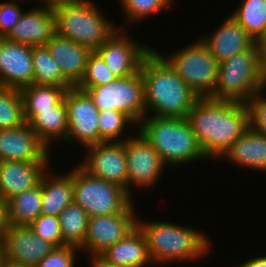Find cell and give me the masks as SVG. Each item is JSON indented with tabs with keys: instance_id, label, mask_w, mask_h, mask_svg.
<instances>
[{
	"instance_id": "6da1fadb",
	"label": "cell",
	"mask_w": 266,
	"mask_h": 267,
	"mask_svg": "<svg viewBox=\"0 0 266 267\" xmlns=\"http://www.w3.org/2000/svg\"><path fill=\"white\" fill-rule=\"evenodd\" d=\"M187 120L207 158H223L247 128L246 103L199 97Z\"/></svg>"
},
{
	"instance_id": "7a4b0ae2",
	"label": "cell",
	"mask_w": 266,
	"mask_h": 267,
	"mask_svg": "<svg viewBox=\"0 0 266 267\" xmlns=\"http://www.w3.org/2000/svg\"><path fill=\"white\" fill-rule=\"evenodd\" d=\"M146 116L187 118L199 98L155 48L144 58Z\"/></svg>"
},
{
	"instance_id": "3957f363",
	"label": "cell",
	"mask_w": 266,
	"mask_h": 267,
	"mask_svg": "<svg viewBox=\"0 0 266 267\" xmlns=\"http://www.w3.org/2000/svg\"><path fill=\"white\" fill-rule=\"evenodd\" d=\"M137 226L143 232L153 264L195 261L210 251V242L203 232L172 222H146L137 217ZM181 260V261H180Z\"/></svg>"
},
{
	"instance_id": "277c9868",
	"label": "cell",
	"mask_w": 266,
	"mask_h": 267,
	"mask_svg": "<svg viewBox=\"0 0 266 267\" xmlns=\"http://www.w3.org/2000/svg\"><path fill=\"white\" fill-rule=\"evenodd\" d=\"M141 135L174 167L207 158L187 118L145 116L137 125Z\"/></svg>"
},
{
	"instance_id": "5b68a950",
	"label": "cell",
	"mask_w": 266,
	"mask_h": 267,
	"mask_svg": "<svg viewBox=\"0 0 266 267\" xmlns=\"http://www.w3.org/2000/svg\"><path fill=\"white\" fill-rule=\"evenodd\" d=\"M266 89V70L255 44L221 62L213 99L246 103Z\"/></svg>"
},
{
	"instance_id": "8992f818",
	"label": "cell",
	"mask_w": 266,
	"mask_h": 267,
	"mask_svg": "<svg viewBox=\"0 0 266 267\" xmlns=\"http://www.w3.org/2000/svg\"><path fill=\"white\" fill-rule=\"evenodd\" d=\"M91 0L61 5L53 9L57 33L95 51L118 28Z\"/></svg>"
},
{
	"instance_id": "52a82bcc",
	"label": "cell",
	"mask_w": 266,
	"mask_h": 267,
	"mask_svg": "<svg viewBox=\"0 0 266 267\" xmlns=\"http://www.w3.org/2000/svg\"><path fill=\"white\" fill-rule=\"evenodd\" d=\"M73 200L89 217L122 213L133 202L124 188L91 176L79 165L73 167Z\"/></svg>"
},
{
	"instance_id": "ba28073f",
	"label": "cell",
	"mask_w": 266,
	"mask_h": 267,
	"mask_svg": "<svg viewBox=\"0 0 266 267\" xmlns=\"http://www.w3.org/2000/svg\"><path fill=\"white\" fill-rule=\"evenodd\" d=\"M159 54L198 97H210L213 94L219 63L200 37L168 56Z\"/></svg>"
},
{
	"instance_id": "9c48e42d",
	"label": "cell",
	"mask_w": 266,
	"mask_h": 267,
	"mask_svg": "<svg viewBox=\"0 0 266 267\" xmlns=\"http://www.w3.org/2000/svg\"><path fill=\"white\" fill-rule=\"evenodd\" d=\"M86 92L99 111H122L137 125L146 116L144 81L141 72L88 88Z\"/></svg>"
},
{
	"instance_id": "30bf717a",
	"label": "cell",
	"mask_w": 266,
	"mask_h": 267,
	"mask_svg": "<svg viewBox=\"0 0 266 267\" xmlns=\"http://www.w3.org/2000/svg\"><path fill=\"white\" fill-rule=\"evenodd\" d=\"M64 101L68 115L65 144L74 143L76 140L75 143L78 142L85 148L99 143V110L89 94L73 87L66 91Z\"/></svg>"
},
{
	"instance_id": "8fae6325",
	"label": "cell",
	"mask_w": 266,
	"mask_h": 267,
	"mask_svg": "<svg viewBox=\"0 0 266 267\" xmlns=\"http://www.w3.org/2000/svg\"><path fill=\"white\" fill-rule=\"evenodd\" d=\"M136 214L132 202L122 213L89 217L85 242L80 252L89 253L91 258L99 256L137 226Z\"/></svg>"
},
{
	"instance_id": "7c38bea8",
	"label": "cell",
	"mask_w": 266,
	"mask_h": 267,
	"mask_svg": "<svg viewBox=\"0 0 266 267\" xmlns=\"http://www.w3.org/2000/svg\"><path fill=\"white\" fill-rule=\"evenodd\" d=\"M86 150L84 160L78 165L91 176L115 183L128 192L125 140L92 144Z\"/></svg>"
},
{
	"instance_id": "4fadbf2b",
	"label": "cell",
	"mask_w": 266,
	"mask_h": 267,
	"mask_svg": "<svg viewBox=\"0 0 266 267\" xmlns=\"http://www.w3.org/2000/svg\"><path fill=\"white\" fill-rule=\"evenodd\" d=\"M125 154L128 170V194L131 186L140 188L155 187L166 164L159 152L138 131L136 136L125 140ZM165 166V167H164Z\"/></svg>"
},
{
	"instance_id": "5bb4252c",
	"label": "cell",
	"mask_w": 266,
	"mask_h": 267,
	"mask_svg": "<svg viewBox=\"0 0 266 267\" xmlns=\"http://www.w3.org/2000/svg\"><path fill=\"white\" fill-rule=\"evenodd\" d=\"M117 28L114 33L95 51L117 78L132 76L140 72L144 58L153 50L149 45L140 44L122 34ZM129 37V38H128Z\"/></svg>"
},
{
	"instance_id": "9a60e30c",
	"label": "cell",
	"mask_w": 266,
	"mask_h": 267,
	"mask_svg": "<svg viewBox=\"0 0 266 267\" xmlns=\"http://www.w3.org/2000/svg\"><path fill=\"white\" fill-rule=\"evenodd\" d=\"M3 243V260L20 267H37L38 263L55 247L39 237L30 225L6 224Z\"/></svg>"
},
{
	"instance_id": "2e32d148",
	"label": "cell",
	"mask_w": 266,
	"mask_h": 267,
	"mask_svg": "<svg viewBox=\"0 0 266 267\" xmlns=\"http://www.w3.org/2000/svg\"><path fill=\"white\" fill-rule=\"evenodd\" d=\"M32 84V46L0 37V86L21 90Z\"/></svg>"
},
{
	"instance_id": "e0dca14e",
	"label": "cell",
	"mask_w": 266,
	"mask_h": 267,
	"mask_svg": "<svg viewBox=\"0 0 266 267\" xmlns=\"http://www.w3.org/2000/svg\"><path fill=\"white\" fill-rule=\"evenodd\" d=\"M49 150L27 122L0 130V161L49 162Z\"/></svg>"
},
{
	"instance_id": "ac0fdd59",
	"label": "cell",
	"mask_w": 266,
	"mask_h": 267,
	"mask_svg": "<svg viewBox=\"0 0 266 267\" xmlns=\"http://www.w3.org/2000/svg\"><path fill=\"white\" fill-rule=\"evenodd\" d=\"M57 33L56 16L52 8L37 6L23 11L18 23L5 36L12 42L30 46H46Z\"/></svg>"
},
{
	"instance_id": "d6986e66",
	"label": "cell",
	"mask_w": 266,
	"mask_h": 267,
	"mask_svg": "<svg viewBox=\"0 0 266 267\" xmlns=\"http://www.w3.org/2000/svg\"><path fill=\"white\" fill-rule=\"evenodd\" d=\"M200 38L219 64L238 53L249 50L255 44V40L232 15L223 20L214 33L205 34V36L203 34Z\"/></svg>"
},
{
	"instance_id": "ffe728a7",
	"label": "cell",
	"mask_w": 266,
	"mask_h": 267,
	"mask_svg": "<svg viewBox=\"0 0 266 267\" xmlns=\"http://www.w3.org/2000/svg\"><path fill=\"white\" fill-rule=\"evenodd\" d=\"M50 162L1 161L0 199H8L40 183Z\"/></svg>"
},
{
	"instance_id": "44dd1931",
	"label": "cell",
	"mask_w": 266,
	"mask_h": 267,
	"mask_svg": "<svg viewBox=\"0 0 266 267\" xmlns=\"http://www.w3.org/2000/svg\"><path fill=\"white\" fill-rule=\"evenodd\" d=\"M46 46L59 64L63 76L76 87L85 75L88 58L93 51L58 33L51 37Z\"/></svg>"
},
{
	"instance_id": "7402d4cb",
	"label": "cell",
	"mask_w": 266,
	"mask_h": 267,
	"mask_svg": "<svg viewBox=\"0 0 266 267\" xmlns=\"http://www.w3.org/2000/svg\"><path fill=\"white\" fill-rule=\"evenodd\" d=\"M99 257L106 263L124 267H147L153 265L143 232L138 226L123 239L107 248Z\"/></svg>"
},
{
	"instance_id": "603a6c76",
	"label": "cell",
	"mask_w": 266,
	"mask_h": 267,
	"mask_svg": "<svg viewBox=\"0 0 266 267\" xmlns=\"http://www.w3.org/2000/svg\"><path fill=\"white\" fill-rule=\"evenodd\" d=\"M42 185V214L58 217L61 212L74 202L73 200V169L68 173L44 172Z\"/></svg>"
},
{
	"instance_id": "cb8c5ba5",
	"label": "cell",
	"mask_w": 266,
	"mask_h": 267,
	"mask_svg": "<svg viewBox=\"0 0 266 267\" xmlns=\"http://www.w3.org/2000/svg\"><path fill=\"white\" fill-rule=\"evenodd\" d=\"M223 157L241 167L266 172V135L247 128Z\"/></svg>"
},
{
	"instance_id": "d4e9b609",
	"label": "cell",
	"mask_w": 266,
	"mask_h": 267,
	"mask_svg": "<svg viewBox=\"0 0 266 267\" xmlns=\"http://www.w3.org/2000/svg\"><path fill=\"white\" fill-rule=\"evenodd\" d=\"M42 185L16 194L5 202L6 224L29 226L42 214Z\"/></svg>"
},
{
	"instance_id": "484cf974",
	"label": "cell",
	"mask_w": 266,
	"mask_h": 267,
	"mask_svg": "<svg viewBox=\"0 0 266 267\" xmlns=\"http://www.w3.org/2000/svg\"><path fill=\"white\" fill-rule=\"evenodd\" d=\"M28 124L49 148L54 140H65L68 115L64 99L51 109L39 110Z\"/></svg>"
},
{
	"instance_id": "4316f807",
	"label": "cell",
	"mask_w": 266,
	"mask_h": 267,
	"mask_svg": "<svg viewBox=\"0 0 266 267\" xmlns=\"http://www.w3.org/2000/svg\"><path fill=\"white\" fill-rule=\"evenodd\" d=\"M24 120L29 122L39 110L51 109L58 105L65 96L67 89L52 85L32 84L22 88Z\"/></svg>"
},
{
	"instance_id": "83f0119b",
	"label": "cell",
	"mask_w": 266,
	"mask_h": 267,
	"mask_svg": "<svg viewBox=\"0 0 266 267\" xmlns=\"http://www.w3.org/2000/svg\"><path fill=\"white\" fill-rule=\"evenodd\" d=\"M34 84L59 86L65 89L74 86L63 76L59 64L52 58L47 46L32 47Z\"/></svg>"
},
{
	"instance_id": "f1b7e54d",
	"label": "cell",
	"mask_w": 266,
	"mask_h": 267,
	"mask_svg": "<svg viewBox=\"0 0 266 267\" xmlns=\"http://www.w3.org/2000/svg\"><path fill=\"white\" fill-rule=\"evenodd\" d=\"M59 223L63 238V245L80 249L86 238L89 216L87 212L74 202L61 212Z\"/></svg>"
},
{
	"instance_id": "f546056e",
	"label": "cell",
	"mask_w": 266,
	"mask_h": 267,
	"mask_svg": "<svg viewBox=\"0 0 266 267\" xmlns=\"http://www.w3.org/2000/svg\"><path fill=\"white\" fill-rule=\"evenodd\" d=\"M234 19L255 40L266 29V0H242Z\"/></svg>"
},
{
	"instance_id": "4dcf8cb0",
	"label": "cell",
	"mask_w": 266,
	"mask_h": 267,
	"mask_svg": "<svg viewBox=\"0 0 266 267\" xmlns=\"http://www.w3.org/2000/svg\"><path fill=\"white\" fill-rule=\"evenodd\" d=\"M25 123L21 91L0 86V130Z\"/></svg>"
},
{
	"instance_id": "1f68e13d",
	"label": "cell",
	"mask_w": 266,
	"mask_h": 267,
	"mask_svg": "<svg viewBox=\"0 0 266 267\" xmlns=\"http://www.w3.org/2000/svg\"><path fill=\"white\" fill-rule=\"evenodd\" d=\"M127 124L128 126L137 125L128 115H126L122 111H99V143L120 142L128 139V137H130V134L127 137H125L123 134V132H125L126 130ZM122 136H124V139L122 138Z\"/></svg>"
},
{
	"instance_id": "d6a6232c",
	"label": "cell",
	"mask_w": 266,
	"mask_h": 267,
	"mask_svg": "<svg viewBox=\"0 0 266 267\" xmlns=\"http://www.w3.org/2000/svg\"><path fill=\"white\" fill-rule=\"evenodd\" d=\"M122 13L129 19V22L143 21L151 15L163 12L166 8H170L175 0H119Z\"/></svg>"
},
{
	"instance_id": "836d02e7",
	"label": "cell",
	"mask_w": 266,
	"mask_h": 267,
	"mask_svg": "<svg viewBox=\"0 0 266 267\" xmlns=\"http://www.w3.org/2000/svg\"><path fill=\"white\" fill-rule=\"evenodd\" d=\"M116 78L99 54L93 51L88 58L85 75L76 87L86 91L91 87L108 84Z\"/></svg>"
},
{
	"instance_id": "e575fe53",
	"label": "cell",
	"mask_w": 266,
	"mask_h": 267,
	"mask_svg": "<svg viewBox=\"0 0 266 267\" xmlns=\"http://www.w3.org/2000/svg\"><path fill=\"white\" fill-rule=\"evenodd\" d=\"M30 227L42 239L52 243L55 247L63 246V238L59 217L40 214Z\"/></svg>"
},
{
	"instance_id": "d590c367",
	"label": "cell",
	"mask_w": 266,
	"mask_h": 267,
	"mask_svg": "<svg viewBox=\"0 0 266 267\" xmlns=\"http://www.w3.org/2000/svg\"><path fill=\"white\" fill-rule=\"evenodd\" d=\"M249 128L266 135V95L259 92L246 102Z\"/></svg>"
},
{
	"instance_id": "8d00e7d4",
	"label": "cell",
	"mask_w": 266,
	"mask_h": 267,
	"mask_svg": "<svg viewBox=\"0 0 266 267\" xmlns=\"http://www.w3.org/2000/svg\"><path fill=\"white\" fill-rule=\"evenodd\" d=\"M80 249L63 245L54 247L37 265V267H75L77 252Z\"/></svg>"
},
{
	"instance_id": "74e56055",
	"label": "cell",
	"mask_w": 266,
	"mask_h": 267,
	"mask_svg": "<svg viewBox=\"0 0 266 267\" xmlns=\"http://www.w3.org/2000/svg\"><path fill=\"white\" fill-rule=\"evenodd\" d=\"M15 0L0 3V37H5L18 23L23 10Z\"/></svg>"
},
{
	"instance_id": "f35d334b",
	"label": "cell",
	"mask_w": 266,
	"mask_h": 267,
	"mask_svg": "<svg viewBox=\"0 0 266 267\" xmlns=\"http://www.w3.org/2000/svg\"><path fill=\"white\" fill-rule=\"evenodd\" d=\"M255 46L259 52L262 65L266 70V29L255 39Z\"/></svg>"
},
{
	"instance_id": "ab89813d",
	"label": "cell",
	"mask_w": 266,
	"mask_h": 267,
	"mask_svg": "<svg viewBox=\"0 0 266 267\" xmlns=\"http://www.w3.org/2000/svg\"><path fill=\"white\" fill-rule=\"evenodd\" d=\"M239 267H266V256L259 255L258 257L246 260Z\"/></svg>"
},
{
	"instance_id": "60d3db41",
	"label": "cell",
	"mask_w": 266,
	"mask_h": 267,
	"mask_svg": "<svg viewBox=\"0 0 266 267\" xmlns=\"http://www.w3.org/2000/svg\"><path fill=\"white\" fill-rule=\"evenodd\" d=\"M21 1H24V0H21ZM79 1H82V0H40V2H43V6H46L47 8H52V9L58 6H61V5L76 3Z\"/></svg>"
},
{
	"instance_id": "b9f144b4",
	"label": "cell",
	"mask_w": 266,
	"mask_h": 267,
	"mask_svg": "<svg viewBox=\"0 0 266 267\" xmlns=\"http://www.w3.org/2000/svg\"><path fill=\"white\" fill-rule=\"evenodd\" d=\"M90 259H91L90 265L92 267H124V266H115V265L108 264L104 262L99 256L92 257Z\"/></svg>"
},
{
	"instance_id": "7bdbcfd3",
	"label": "cell",
	"mask_w": 266,
	"mask_h": 267,
	"mask_svg": "<svg viewBox=\"0 0 266 267\" xmlns=\"http://www.w3.org/2000/svg\"><path fill=\"white\" fill-rule=\"evenodd\" d=\"M5 226V203L0 199V232H3L5 230Z\"/></svg>"
},
{
	"instance_id": "ee69618b",
	"label": "cell",
	"mask_w": 266,
	"mask_h": 267,
	"mask_svg": "<svg viewBox=\"0 0 266 267\" xmlns=\"http://www.w3.org/2000/svg\"><path fill=\"white\" fill-rule=\"evenodd\" d=\"M3 232H0V263L3 261Z\"/></svg>"
},
{
	"instance_id": "f6af8a7d",
	"label": "cell",
	"mask_w": 266,
	"mask_h": 267,
	"mask_svg": "<svg viewBox=\"0 0 266 267\" xmlns=\"http://www.w3.org/2000/svg\"><path fill=\"white\" fill-rule=\"evenodd\" d=\"M0 267H20V266H15V265L9 264L8 262H6V261L3 260L0 263Z\"/></svg>"
}]
</instances>
